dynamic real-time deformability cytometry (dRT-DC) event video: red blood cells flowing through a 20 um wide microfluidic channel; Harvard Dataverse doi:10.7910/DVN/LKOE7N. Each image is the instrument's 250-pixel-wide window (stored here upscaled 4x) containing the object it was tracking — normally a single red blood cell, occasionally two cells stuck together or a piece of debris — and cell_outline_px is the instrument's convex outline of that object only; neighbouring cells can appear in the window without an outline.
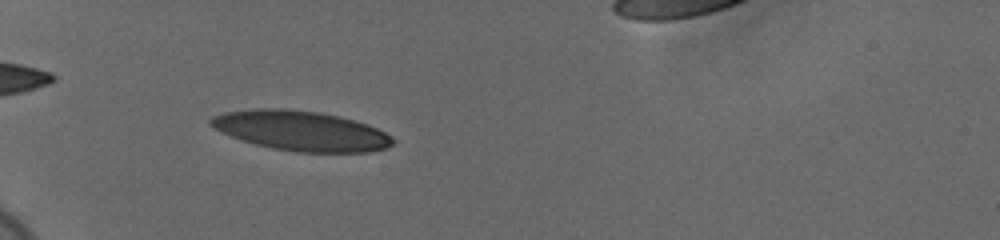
{"species": "human", "species_latin": "Homo sapiens", "temperature_condition": "cold", "stored_images_in_passage": 43, "camera_frame_rate_fps": 3000, "um_per_image_px": 0.085, "donor": {"sex": "female"}, "frame": {"image": 1, "passage_image": 5, "time_ms": 1.333, "image_size_px": [1000, 240], "cell_outline_px": [[396, 144], [384, 148], [368, 152], [296, 152], [272, 148], [256, 144], [232, 136], [212, 128], [208, 124], [208, 120], [212, 116], [224, 112], [252, 108], [284, 108], [320, 112], [340, 116], [376, 128], [392, 136], [396, 140]], "centroid_in_image_um": [25.56, 11.11], "position_along_channel_um": 59.4, "area_um2": 42.37}}
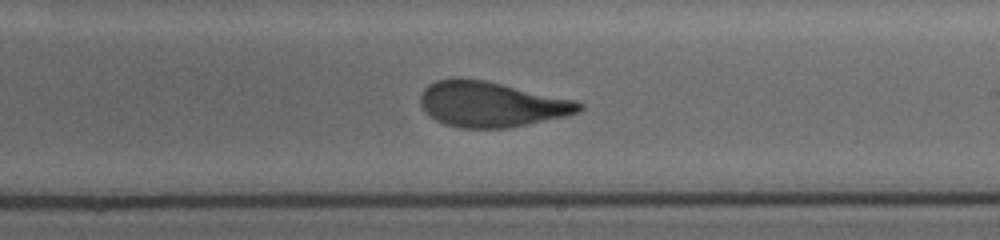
{"frame": {"image": 2, "passage_image": 22, "time_ms": 7.0, "image_size_px": [1000, 240], "cell_outline_px": [[584, 108], [580, 112], [568, 116], [508, 128], [460, 128], [444, 124], [436, 120], [420, 104], [420, 96], [424, 88], [428, 84], [436, 80], [452, 76], [460, 76], [484, 80], [576, 100], [584, 104]], "centroid_in_image_um": [41.77, 8.84], "position_along_channel_um": 247.2, "area_um2": 42.37}}
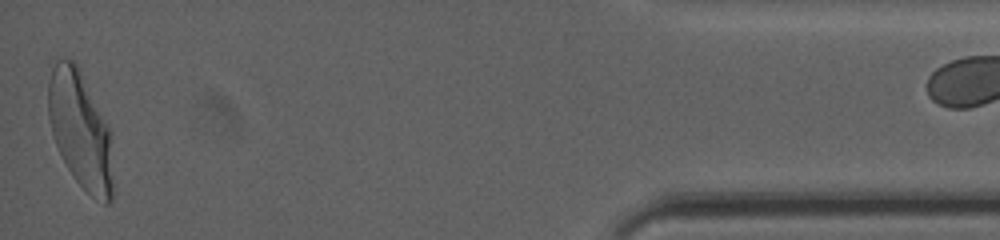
{"frame": {"image": 3, "passage_image": 42, "time_ms": 13.667, "image_size_px": [1000, 240], "cell_outline_px": [[112, 200], [108, 204], [104, 204], [92, 196], [76, 180], [68, 168], [56, 144], [52, 132], [48, 116], [48, 80], [52, 68], [56, 60], [72, 60], [76, 64], [112, 132]], "centroid_in_image_um": [6.84, 11.07], "position_along_channel_um": 428.4, "area_um2": 43.75}}